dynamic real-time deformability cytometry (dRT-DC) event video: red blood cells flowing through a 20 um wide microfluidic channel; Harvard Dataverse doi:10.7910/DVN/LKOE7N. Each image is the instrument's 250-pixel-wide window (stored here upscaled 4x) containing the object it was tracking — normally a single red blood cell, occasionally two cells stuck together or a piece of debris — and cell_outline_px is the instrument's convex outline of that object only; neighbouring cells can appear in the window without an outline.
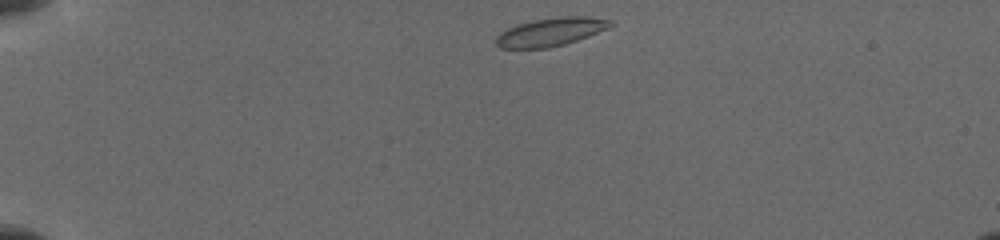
{"species": "common noctule bat (a hibernating species)", "species_latin": "Nyctalus noctula", "temperature_condition": "cold", "stored_images_in_passage": 20, "camera_frame_rate_fps": 3000, "um_per_image_px": 0.085, "animal": {"sex": "female", "body_mass_g": 19.5, "forearm_length_mm": 54.1}, "frame": {"image": 1, "passage_image": 1, "time_ms": 0.0, "image_size_px": [1000, 240], "cell_outline_px": [[612, 24], [608, 28], [588, 36], [564, 44], [548, 48], [500, 48], [496, 44], [496, 36], [500, 32], [508, 28], [520, 24], [536, 20], [560, 16], [588, 16], [612, 20]], "centroid_in_image_um": [46.81, 2.71], "position_along_channel_um": 38.2, "area_um2": 18.61}}
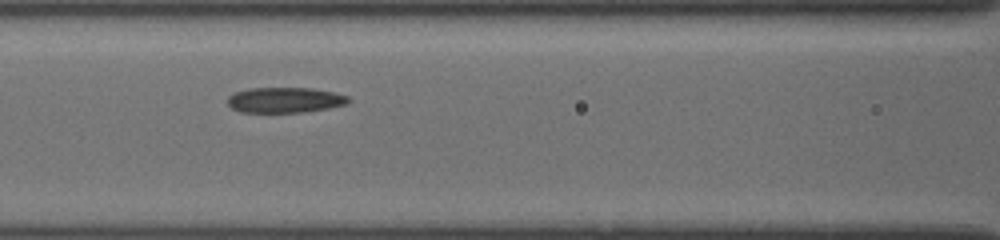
{"frame": {"image": 2, "passage_image": 18, "time_ms": 4.333, "image_size_px": [1000, 240], "cell_outline_px": [[352, 100], [348, 104], [328, 108], [304, 112], [240, 112], [232, 108], [228, 104], [228, 96], [236, 92], [248, 88], [312, 88], [332, 92], [348, 96]], "centroid_in_image_um": [24.24, 8.5], "position_along_channel_um": 142.4, "area_um2": 17.92}}
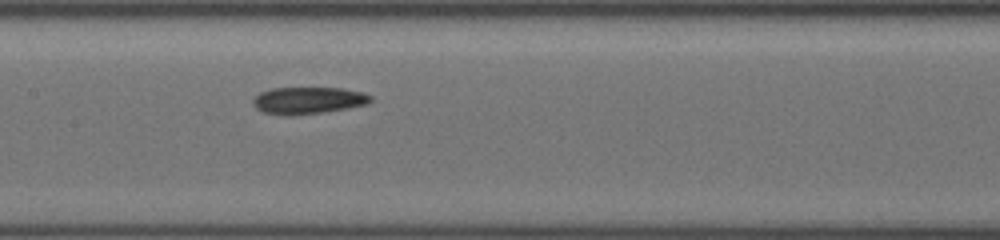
{"frame": {"image": 3, "passage_image": 20, "time_ms": 5.333, "image_size_px": [1000, 240], "cell_outline_px": [[372, 100], [368, 104], [320, 112], [292, 116], [264, 112], [256, 108], [252, 104], [252, 100], [260, 92], [272, 88], [340, 88], [364, 92], [372, 96]], "centroid_in_image_um": [26.18, 8.52], "position_along_channel_um": 181.2, "area_um2": 18.32}}